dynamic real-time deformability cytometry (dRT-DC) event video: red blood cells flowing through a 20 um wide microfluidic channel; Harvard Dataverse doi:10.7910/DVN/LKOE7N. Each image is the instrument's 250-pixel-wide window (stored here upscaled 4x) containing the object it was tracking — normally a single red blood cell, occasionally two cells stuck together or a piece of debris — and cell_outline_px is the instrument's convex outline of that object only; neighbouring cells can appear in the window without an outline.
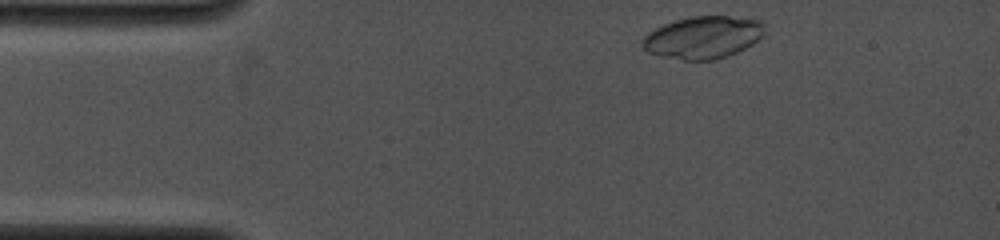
{"species": "common noctule bat (a hibernating species)", "species_latin": "Nyctalus noctula", "temperature_condition": "cold", "stored_images_in_passage": 3, "camera_frame_rate_fps": 4000, "um_per_image_px": 0.085, "animal": {"sex": "female", "body_mass_g": 19.0, "forearm_length_mm": 53.3}, "frame": {"image": 1, "passage_image": 1, "time_ms": 0.0, "image_size_px": [1000, 240], "cell_outline_px": [[764, 32], [752, 44], [728, 56], [716, 60], [684, 60], [660, 56], [648, 52], [644, 48], [644, 36], [648, 32], [664, 24], [676, 20], [692, 16], [752, 16], [764, 20]], "centroid_in_image_um": [59.82, 3.15], "position_along_channel_um": 25.2, "area_um2": 30.35}}